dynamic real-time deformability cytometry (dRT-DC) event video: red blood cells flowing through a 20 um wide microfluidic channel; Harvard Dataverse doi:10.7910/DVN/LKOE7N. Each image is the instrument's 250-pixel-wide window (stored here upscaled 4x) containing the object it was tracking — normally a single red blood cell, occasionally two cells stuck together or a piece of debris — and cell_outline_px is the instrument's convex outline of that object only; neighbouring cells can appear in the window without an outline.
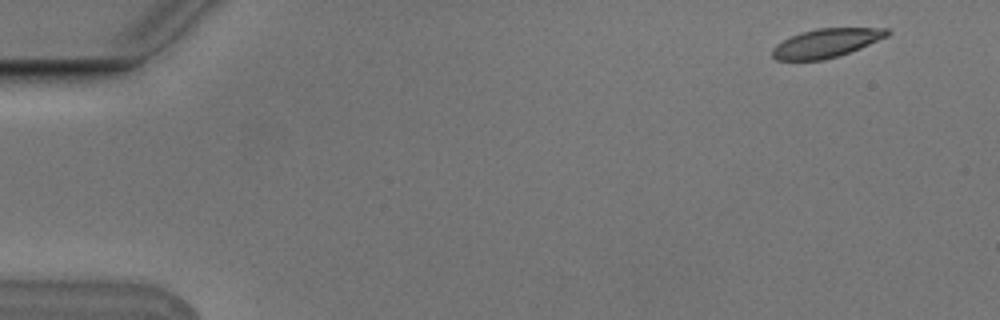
{"species": "Egyptian fruit bat (a non-hibernating species)", "species_latin": "Rousettus aegyptiacus", "temperature_condition": "cold", "stored_images_in_passage": 9, "camera_frame_rate_fps": 3000, "um_per_image_px": 0.085, "animal": {"sex": "male"}, "frame": {"image": 1, "passage_image": 1, "time_ms": 0.0, "image_size_px": [1000, 320], "cell_outline_px": [[892, 32], [888, 36], [860, 48], [824, 60], [776, 60], [772, 56], [772, 48], [776, 44], [800, 32], [816, 28], [888, 28]], "centroid_in_image_um": [70.23, 3.65], "position_along_channel_um": 14.8, "area_um2": 19.19}}
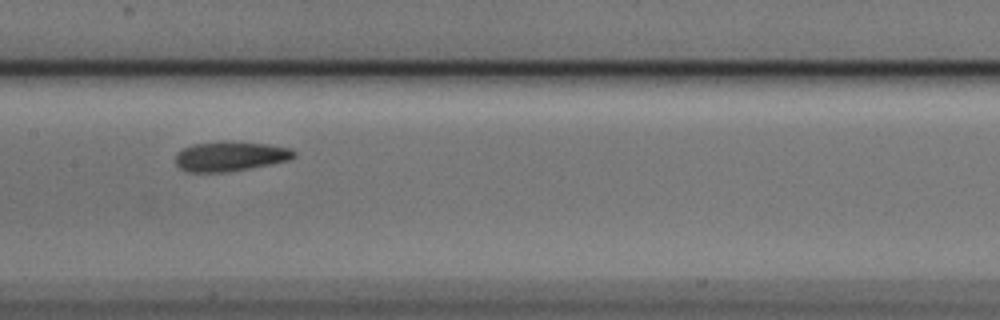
{"frame": {"image": 2, "passage_image": 8, "time_ms": 2.333, "image_size_px": [1000, 320], "cell_outline_px": [[296, 156], [288, 160], [248, 168], [224, 172], [184, 172], [176, 164], [176, 152], [192, 144], [224, 140], [268, 144], [292, 148], [296, 152]], "centroid_in_image_um": [19.54, 13.26], "position_along_channel_um": 187.9, "area_um2": 20.69}}
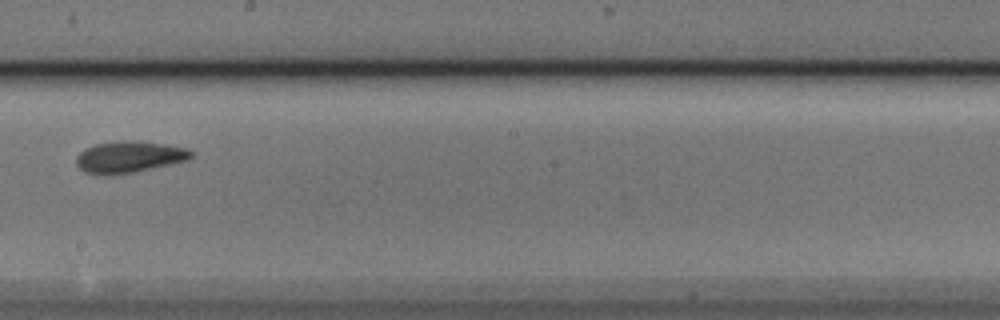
{"frame": {"image": 3, "passage_image": 9, "time_ms": 2.667, "image_size_px": [1000, 320], "cell_outline_px": [[192, 156], [188, 160], [132, 172], [84, 172], [76, 164], [76, 156], [84, 148], [96, 144], [120, 140], [136, 140], [168, 144], [188, 148], [192, 152]], "centroid_in_image_um": [11.02, 13.28], "position_along_channel_um": 237.2, "area_um2": 20.58}}